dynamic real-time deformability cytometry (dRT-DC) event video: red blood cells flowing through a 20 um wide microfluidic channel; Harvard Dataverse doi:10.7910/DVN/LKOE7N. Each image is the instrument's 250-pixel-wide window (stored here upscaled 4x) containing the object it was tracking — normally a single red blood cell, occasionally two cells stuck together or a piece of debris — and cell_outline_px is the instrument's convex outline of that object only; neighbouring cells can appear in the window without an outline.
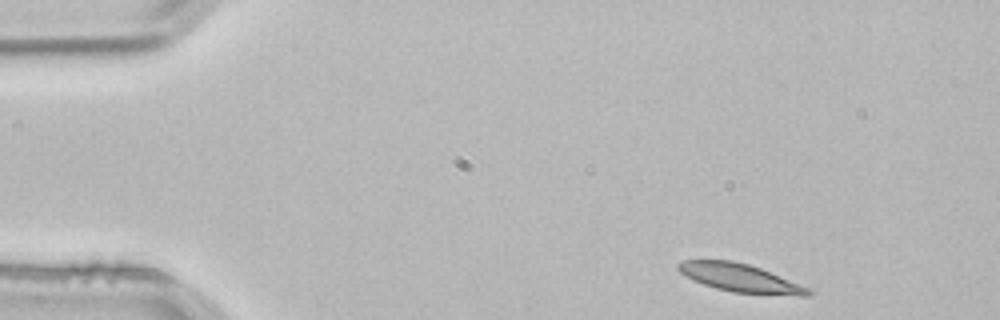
{"species": "common noctule bat (a hibernating species)", "species_latin": "Nyctalus noctula", "temperature_condition": "room temperature", "stored_images_in_passage": 3, "camera_frame_rate_fps": 3000, "um_per_image_px": 0.085, "animal": {"sex": "male", "body_mass_g": 21.5, "forearm_length_mm": 52.0}, "frame": {"image": 1, "passage_image": 1, "time_ms": 0.0, "image_size_px": [1000, 320], "cell_outline_px": [[812, 292], [808, 296], [800, 296], [732, 292], [716, 288], [692, 280], [680, 272], [676, 268], [676, 264], [684, 260], [732, 260], [748, 264], [760, 268], [808, 288]], "centroid_in_image_um": [62.86, 23.62], "position_along_channel_um": 22.1, "area_um2": 21.1}}
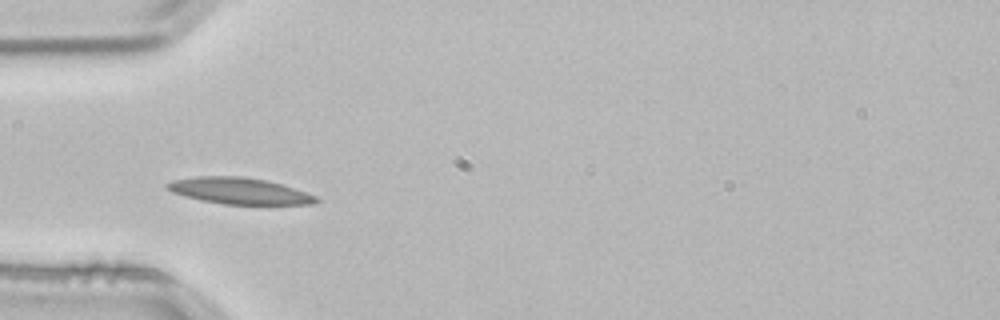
{"frame": {"image": 2, "passage_image": 3, "time_ms": 0.667, "image_size_px": [1000, 320], "cell_outline_px": [[320, 200], [312, 204], [224, 204], [200, 200], [184, 196], [172, 192], [164, 188], [164, 184], [172, 180], [196, 176], [240, 176], [264, 180], [280, 184], [316, 196]], "centroid_in_image_um": [20.25, 16.22], "position_along_channel_um": 64.8, "area_um2": 22.72}}